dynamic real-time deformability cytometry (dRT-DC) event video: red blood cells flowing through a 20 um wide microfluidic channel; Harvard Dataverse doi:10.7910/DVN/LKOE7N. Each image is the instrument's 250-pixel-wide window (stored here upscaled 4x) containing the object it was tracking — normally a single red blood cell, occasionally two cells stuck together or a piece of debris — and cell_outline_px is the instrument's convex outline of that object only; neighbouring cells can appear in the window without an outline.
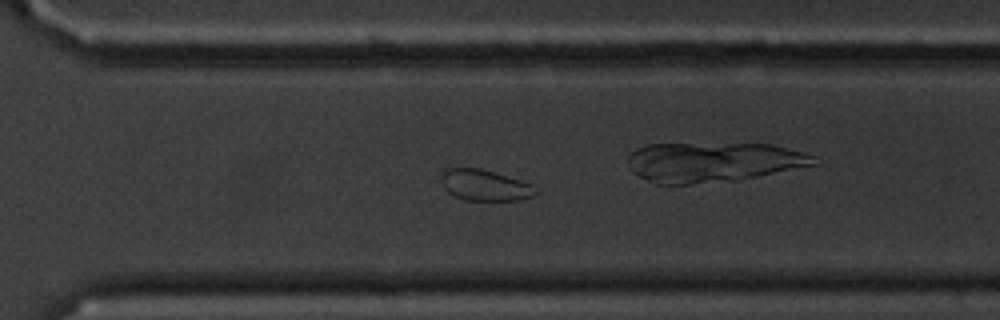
{"species": "common noctule bat (a hibernating species)", "species_latin": "Nyctalus noctula", "temperature_condition": "cold", "stored_images_in_passage": 56, "camera_frame_rate_fps": 3000, "um_per_image_px": 0.085, "animal": {"sex": "male", "body_mass_g": 20.1, "forearm_length_mm": 53.5}, "frame": {"image": 1, "passage_image": 40, "time_ms": 13.0, "image_size_px": [1000, 320], "cell_outline_px": [[540, 192], [532, 196], [516, 200], [464, 200], [448, 192], [444, 188], [440, 176], [448, 168], [480, 168], [520, 180], [532, 184], [540, 188]], "centroid_in_image_um": [41.25, 15.75], "position_along_channel_um": 329.3, "area_um2": 17.05}, "authors_computed_cell_mechanics": {"area_um2": 19.7965, "velocity_mm_per_s": 3.5408, "shape_relaxation_time_tau1_ms": null, "shape_relaxation_time_tau2_ms": 3.2996, "deformation_change_tau1": null, "deformation_change_tau2": 0.0433}}